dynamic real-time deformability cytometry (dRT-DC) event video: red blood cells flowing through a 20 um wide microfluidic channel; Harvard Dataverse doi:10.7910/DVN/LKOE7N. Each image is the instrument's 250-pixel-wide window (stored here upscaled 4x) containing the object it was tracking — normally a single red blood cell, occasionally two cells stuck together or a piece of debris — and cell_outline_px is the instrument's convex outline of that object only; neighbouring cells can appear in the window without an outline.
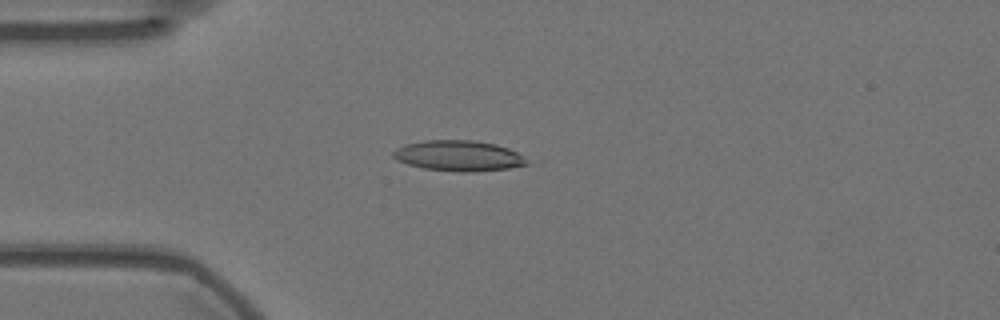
{"species": "Egyptian fruit bat (a non-hibernating species)", "species_latin": "Rousettus aegyptiacus", "temperature_condition": "warm", "stored_images_in_passage": 56, "camera_frame_rate_fps": 3000, "um_per_image_px": 0.085, "animal": {"sex": "female"}, "frame": {"image": 1, "passage_image": 14, "time_ms": 4.333, "image_size_px": [1000, 320], "cell_outline_px": [[528, 164], [508, 168], [472, 172], [456, 172], [424, 168], [408, 164], [396, 160], [392, 156], [392, 152], [396, 148], [408, 144], [424, 140], [472, 140], [496, 144], [508, 148], [516, 152], [528, 160]], "centroid_in_image_um": [38.96, 13.24], "position_along_channel_um": 46.0, "area_um2": 23.76}}
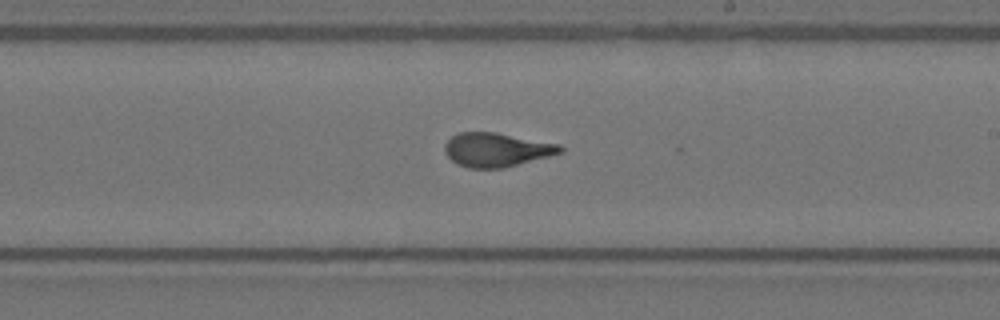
{"frame": {"image": 2, "passage_image": 32, "time_ms": 10.333, "image_size_px": [1000, 320], "cell_outline_px": [[564, 152], [504, 168], [468, 168], [456, 164], [444, 152], [444, 144], [452, 136], [460, 132], [496, 132], [560, 144], [564, 148]], "centroid_in_image_um": [42.21, 12.73], "position_along_channel_um": 246.8, "area_um2": 22.95}}
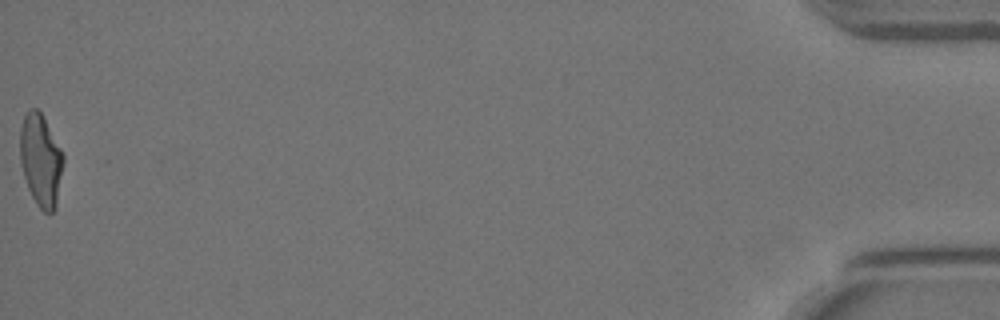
{"frame": {"image": 3, "passage_image": 56, "time_ms": 18.333, "image_size_px": [1000, 320], "cell_outline_px": [[64, 160], [56, 208], [52, 212], [44, 212], [36, 204], [28, 188], [24, 176], [20, 160], [20, 128], [24, 116], [28, 108], [36, 108], [40, 112], [60, 148], [64, 156]], "centroid_in_image_um": [3.46, 13.63], "position_along_channel_um": 431.7, "area_um2": 23.06}, "authors_computed_cell_mechanics": {"area_um2": 22.8021, "velocity_mm_per_s": 3.5949, "shape_relaxation_time_tau1_ms": 5.9593, "shape_relaxation_time_tau2_ms": 1.0654, "deformation_change_tau1": 0.2153, "deformation_change_tau2": 0.0876}}